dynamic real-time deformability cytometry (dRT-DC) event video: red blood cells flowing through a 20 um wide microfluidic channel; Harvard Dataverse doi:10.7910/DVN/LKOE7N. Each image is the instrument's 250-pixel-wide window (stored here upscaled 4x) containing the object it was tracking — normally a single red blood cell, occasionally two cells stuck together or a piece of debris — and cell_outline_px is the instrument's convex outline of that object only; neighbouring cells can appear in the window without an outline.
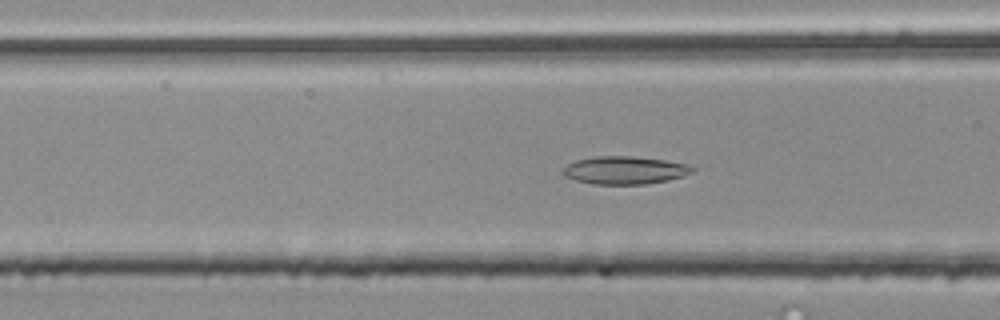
{"species": "common noctule bat (a hibernating species)", "species_latin": "Nyctalus noctula", "temperature_condition": "room temperature", "stored_images_in_passage": 44, "camera_frame_rate_fps": 3000, "um_per_image_px": 0.085, "animal": {"sex": "male", "body_mass_g": 20.4}, "frame": {"image": 1, "passage_image": 11, "time_ms": 3.333, "image_size_px": [1000, 320], "cell_outline_px": [[696, 168], [692, 172], [684, 176], [668, 180], [644, 184], [592, 184], [576, 180], [564, 176], [560, 172], [568, 164], [576, 160], [596, 156], [632, 156], [664, 160], [688, 164]], "centroid_in_image_um": [53.1, 14.47], "position_along_channel_um": 113.5, "area_um2": 21.04}}
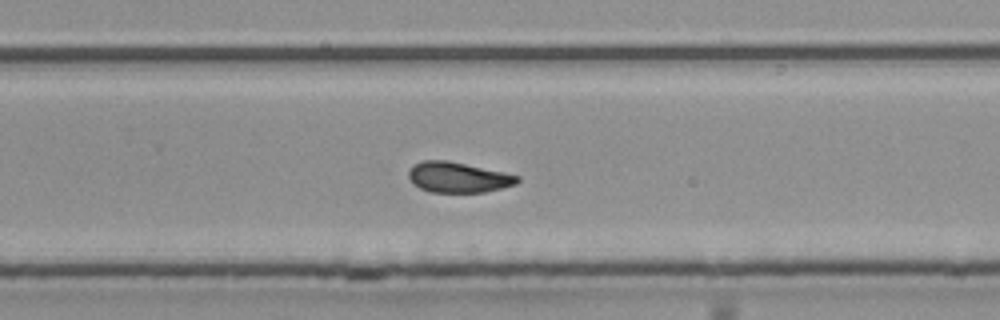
{"frame": {"image": 2, "passage_image": 25, "time_ms": 8.0, "image_size_px": [1000, 320], "cell_outline_px": [[520, 180], [516, 184], [484, 192], [432, 192], [420, 188], [412, 184], [408, 176], [408, 168], [412, 164], [420, 160], [448, 160], [520, 176]], "centroid_in_image_um": [38.87, 15.06], "position_along_channel_um": 290.9, "area_um2": 19.36}}
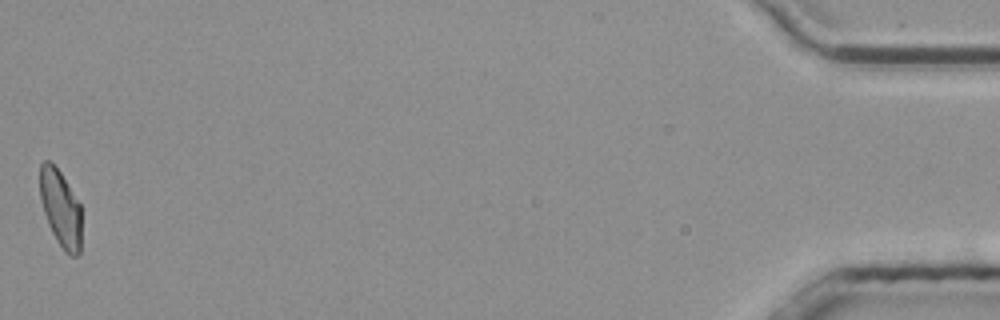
{"frame": {"image": 3, "passage_image": 44, "time_ms": 14.333, "image_size_px": [1000, 320], "cell_outline_px": [[80, 252], [76, 256], [72, 256], [64, 252], [56, 240], [48, 224], [40, 200], [40, 164], [44, 160], [48, 160], [60, 172], [80, 204]], "centroid_in_image_um": [5.13, 17.73], "position_along_channel_um": 430.1, "area_um2": 18.44}, "authors_computed_cell_mechanics": {"area_um2": 19.6809, "velocity_mm_per_s": 3.8013, "shape_relaxation_time_tau1_ms": null, "shape_relaxation_time_tau2_ms": 3.2462, "deformation_change_tau1": null, "deformation_change_tau2": 0.0834}}